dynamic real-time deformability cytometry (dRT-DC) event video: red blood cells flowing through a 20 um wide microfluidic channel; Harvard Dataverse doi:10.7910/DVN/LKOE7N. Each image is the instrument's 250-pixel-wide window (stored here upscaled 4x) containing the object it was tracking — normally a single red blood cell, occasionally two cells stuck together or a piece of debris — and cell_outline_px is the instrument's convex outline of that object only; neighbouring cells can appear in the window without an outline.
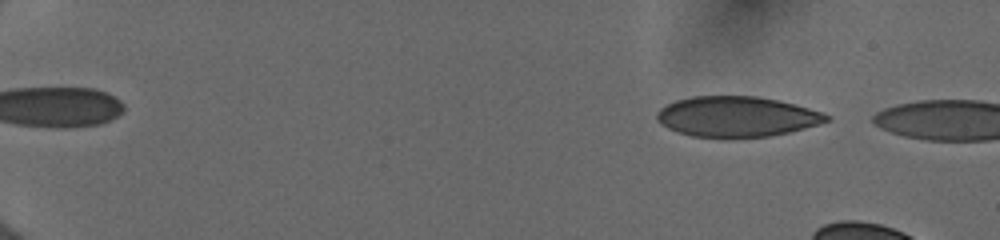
{"species": "human", "species_latin": "Homo sapiens", "temperature_condition": "cold", "stored_images_in_passage": 17, "camera_frame_rate_fps": 3000, "um_per_image_px": 0.085, "donor": {"sex": "female"}, "frame": {"image": 1, "passage_image": 5, "time_ms": 1.333, "image_size_px": [1000, 240], "cell_outline_px": [[828, 120], [804, 128], [788, 132], [768, 136], [692, 136], [676, 132], [660, 124], [656, 120], [656, 112], [660, 108], [676, 100], [692, 96], [756, 96], [776, 100], [808, 108], [820, 112], [828, 116]], "centroid_in_image_um": [62.53, 9.89], "position_along_channel_um": 22.5, "area_um2": 39.13}}